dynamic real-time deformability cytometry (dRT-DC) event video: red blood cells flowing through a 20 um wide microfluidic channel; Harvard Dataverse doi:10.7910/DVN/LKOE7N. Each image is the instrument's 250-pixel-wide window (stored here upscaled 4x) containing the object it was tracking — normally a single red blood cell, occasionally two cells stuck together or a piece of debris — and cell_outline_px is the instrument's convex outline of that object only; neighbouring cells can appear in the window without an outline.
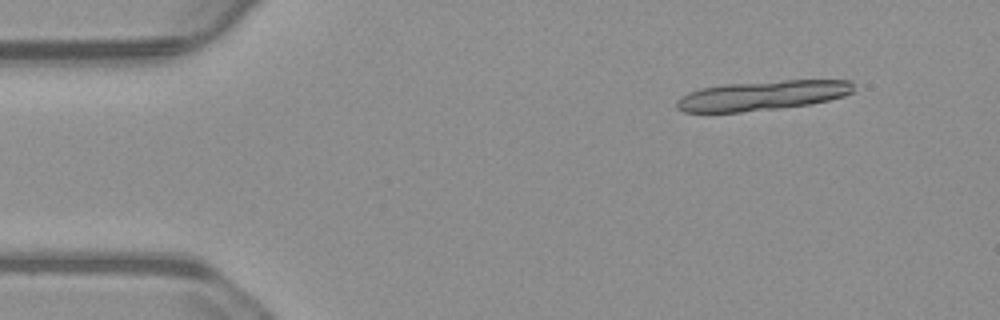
{"species": "common noctule bat (a hibernating species)", "species_latin": "Nyctalus noctula", "temperature_condition": "warm", "stored_images_in_passage": 20, "camera_frame_rate_fps": 3000, "um_per_image_px": 0.085, "animal": {"sex": "male", "body_mass_g": 23.1, "forearm_length_mm": 52.7}, "frame": {"image": 1, "passage_image": 6, "time_ms": 1.667, "image_size_px": [1000, 320], "cell_outline_px": [[852, 92], [844, 96], [828, 100], [808, 104], [776, 108], [740, 112], [684, 112], [676, 108], [676, 100], [680, 96], [688, 92], [700, 88], [724, 84], [784, 80], [852, 80]], "centroid_in_image_um": [64.74, 8.11], "position_along_channel_um": 20.3, "area_um2": 30.46}}
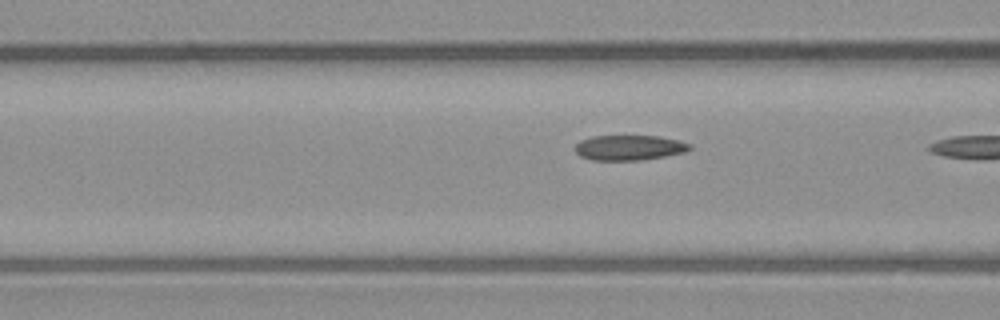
{"frame": {"image": 2, "passage_image": 19, "time_ms": 6.0, "image_size_px": [1000, 320], "cell_outline_px": [[692, 148], [684, 152], [664, 156], [640, 160], [592, 160], [580, 156], [572, 148], [580, 140], [592, 136], [660, 136], [680, 140], [692, 144]], "centroid_in_image_um": [53.47, 12.54], "position_along_channel_um": 113.1, "area_um2": 16.94}}